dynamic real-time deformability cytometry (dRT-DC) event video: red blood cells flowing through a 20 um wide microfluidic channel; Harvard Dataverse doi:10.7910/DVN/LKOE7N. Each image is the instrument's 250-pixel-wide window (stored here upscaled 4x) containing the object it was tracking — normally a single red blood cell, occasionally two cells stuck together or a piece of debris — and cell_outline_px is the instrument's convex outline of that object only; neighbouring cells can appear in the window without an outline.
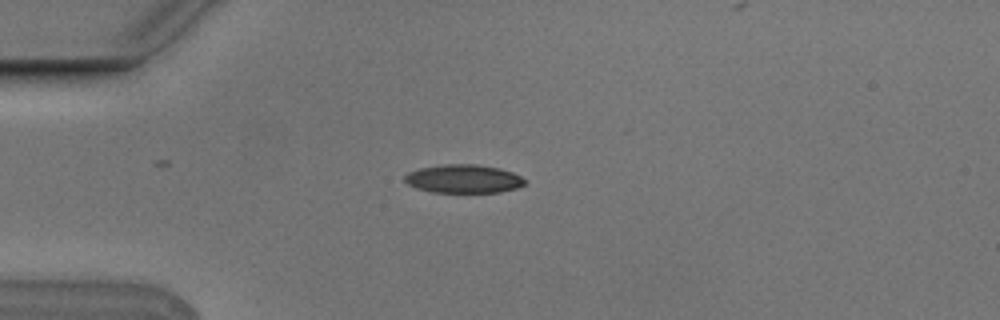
{"species": "Egyptian fruit bat (a non-hibernating species)", "species_latin": "Rousettus aegyptiacus", "temperature_condition": "cold", "stored_images_in_passage": 8, "camera_frame_rate_fps": 3000, "um_per_image_px": 0.085, "animal": {"sex": "male"}, "frame": {"image": 1, "passage_image": 3, "time_ms": 0.667, "image_size_px": [1000, 320], "cell_outline_px": [[524, 184], [516, 188], [500, 192], [432, 192], [416, 188], [408, 184], [404, 180], [404, 176], [408, 172], [420, 168], [444, 164], [476, 164], [500, 168], [512, 172], [520, 176], [524, 180]], "centroid_in_image_um": [39.37, 15.19], "position_along_channel_um": 45.6, "area_um2": 19.83}}
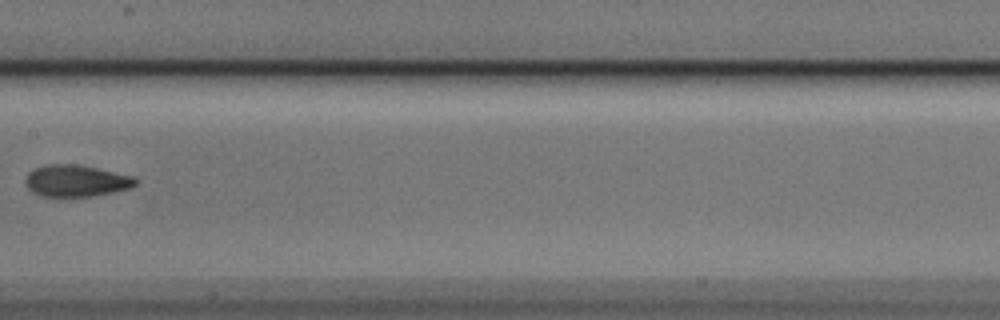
{"frame": {"image": 2, "passage_image": 7, "time_ms": 2.0, "image_size_px": [1000, 320], "cell_outline_px": [[140, 180], [132, 188], [96, 196], [40, 196], [32, 192], [28, 188], [24, 180], [28, 172], [32, 168], [44, 164], [76, 164], [136, 176]], "centroid_in_image_um": [6.49, 15.36], "position_along_channel_um": 200.9, "area_um2": 20.75}}
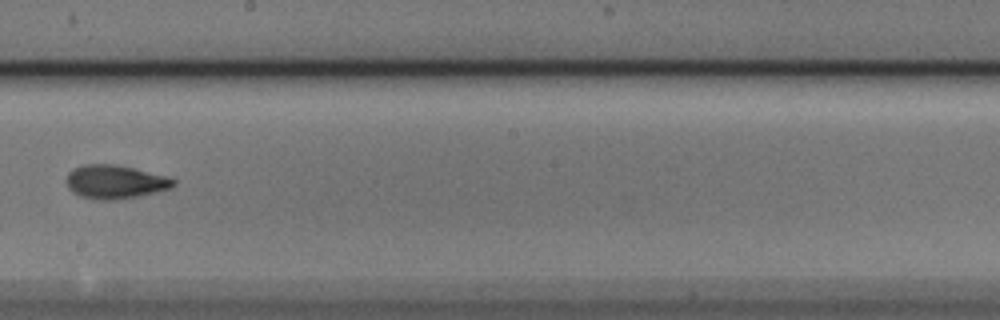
{"frame": {"image": 3, "passage_image": 8, "time_ms": 2.333, "image_size_px": [1000, 320], "cell_outline_px": [[176, 184], [172, 188], [156, 192], [136, 196], [112, 200], [100, 200], [80, 196], [72, 192], [68, 188], [64, 180], [68, 172], [84, 164], [116, 164], [168, 176], [176, 180]], "centroid_in_image_um": [9.77, 15.45], "position_along_channel_um": 238.4, "area_um2": 21.1}}